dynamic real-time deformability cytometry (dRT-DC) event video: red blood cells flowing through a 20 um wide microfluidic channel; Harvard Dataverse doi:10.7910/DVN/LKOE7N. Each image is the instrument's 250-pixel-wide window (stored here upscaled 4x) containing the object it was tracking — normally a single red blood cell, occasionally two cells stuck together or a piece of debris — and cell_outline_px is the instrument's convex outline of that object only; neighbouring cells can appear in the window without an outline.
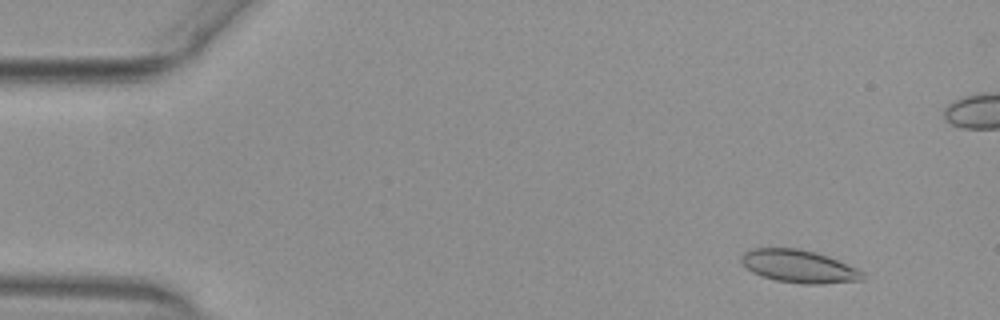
{"species": "common noctule bat (a hibernating species)", "species_latin": "Nyctalus noctula", "temperature_condition": "warm", "stored_images_in_passage": 53, "camera_frame_rate_fps": 3000, "um_per_image_px": 0.085, "animal": {"sex": "female", "body_mass_g": 29.2, "forearm_length_mm": 56.3}, "frame": {"image": 1, "passage_image": 6, "time_ms": 1.667, "image_size_px": [1000, 320], "cell_outline_px": [[864, 280], [820, 284], [800, 284], [776, 280], [752, 272], [740, 260], [740, 256], [744, 252], [752, 248], [796, 248], [816, 252], [828, 256], [856, 268], [864, 272]], "centroid_in_image_um": [67.92, 22.64], "position_along_channel_um": 17.1, "area_um2": 23.12}}
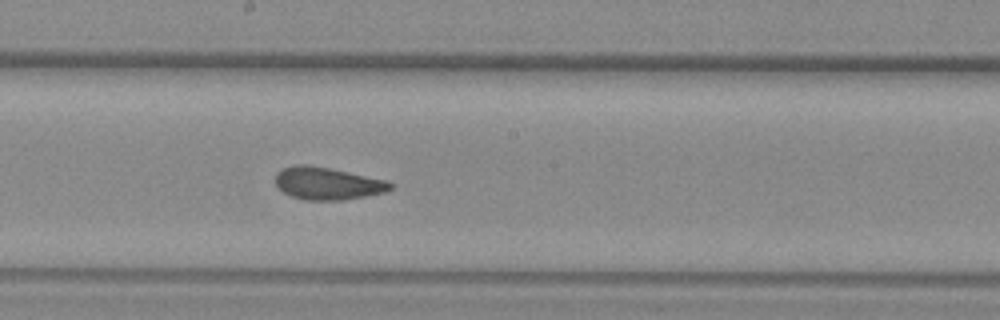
{"frame": {"image": 2, "passage_image": 30, "time_ms": 9.667, "image_size_px": [1000, 320], "cell_outline_px": [[392, 188], [384, 192], [364, 196], [340, 200], [304, 200], [292, 196], [284, 192], [276, 184], [276, 172], [284, 168], [296, 164], [304, 164], [328, 168], [388, 180], [392, 184]], "centroid_in_image_um": [27.83, 15.59], "position_along_channel_um": 220.4, "area_um2": 21.44}}
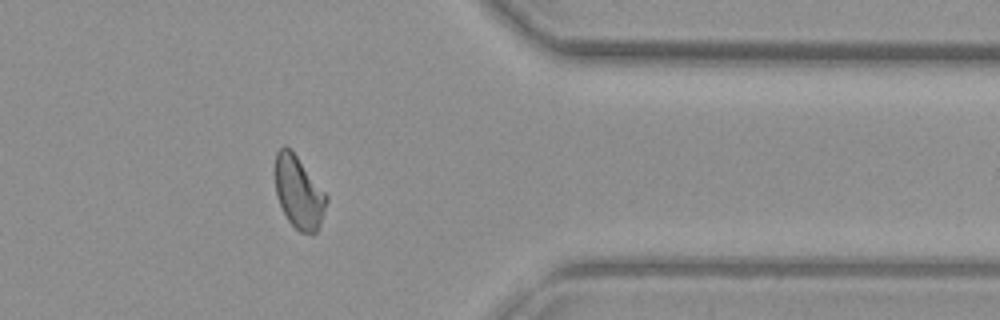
{"frame": {"image": 3, "passage_image": 44, "time_ms": 14.333, "image_size_px": [1000, 320], "cell_outline_px": [[328, 200], [320, 228], [316, 232], [300, 232], [288, 220], [276, 196], [276, 152], [284, 144], [296, 156], [328, 196]], "centroid_in_image_um": [25.41, 16.38], "position_along_channel_um": 386.0, "area_um2": 21.21}, "authors_computed_cell_mechanics": {"area_um2": 21.964, "velocity_mm_per_s": 3.8961, "shape_relaxation_time_tau1_ms": null, "shape_relaxation_time_tau2_ms": 1.5338, "deformation_change_tau1": null, "deformation_change_tau2": 0.0722}}